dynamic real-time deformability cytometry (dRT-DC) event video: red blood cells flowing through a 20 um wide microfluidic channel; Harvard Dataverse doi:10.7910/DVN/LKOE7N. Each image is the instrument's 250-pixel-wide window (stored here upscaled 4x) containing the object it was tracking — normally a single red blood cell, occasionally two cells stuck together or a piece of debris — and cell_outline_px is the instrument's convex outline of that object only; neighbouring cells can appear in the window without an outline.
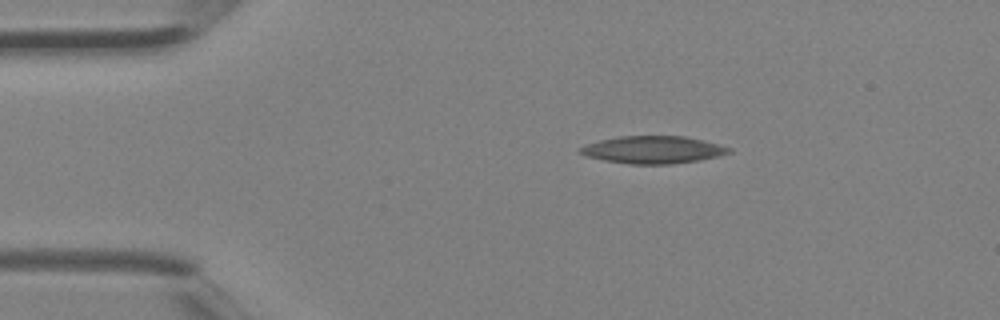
{"species": "Egyptian fruit bat (a non-hibernating species)", "species_latin": "Rousettus aegyptiacus", "temperature_condition": "room temperature", "stored_images_in_passage": 2, "camera_frame_rate_fps": 3000, "um_per_image_px": 0.085, "animal": {"sex": "female"}, "frame": {"image": 1, "passage_image": 2, "time_ms": 0.333, "image_size_px": [1000, 320], "cell_outline_px": [[732, 152], [700, 160], [672, 164], [628, 164], [604, 160], [588, 156], [580, 152], [580, 148], [588, 144], [600, 140], [620, 136], [684, 136], [704, 140], [732, 148]], "centroid_in_image_um": [55.55, 12.73], "position_along_channel_um": 29.4, "area_um2": 23.58}}